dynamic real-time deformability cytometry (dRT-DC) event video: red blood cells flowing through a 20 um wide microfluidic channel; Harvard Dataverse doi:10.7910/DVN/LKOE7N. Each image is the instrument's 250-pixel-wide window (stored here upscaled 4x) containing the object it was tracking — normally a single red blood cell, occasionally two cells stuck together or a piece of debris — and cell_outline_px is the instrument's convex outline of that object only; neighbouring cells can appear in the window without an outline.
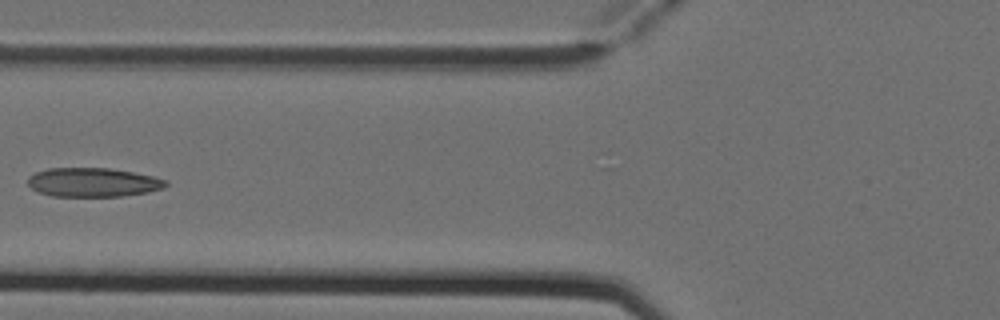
{"species": "Egyptian fruit bat (a non-hibernating species)", "species_latin": "Rousettus aegyptiacus", "temperature_condition": "cold", "stored_images_in_passage": 6, "camera_frame_rate_fps": 3000, "um_per_image_px": 0.085, "animal": {"sex": "female"}, "frame": {"image": 1, "passage_image": 5, "time_ms": 1.333, "image_size_px": [1000, 320], "cell_outline_px": [[168, 184], [164, 188], [148, 192], [120, 196], [52, 196], [40, 192], [32, 188], [28, 184], [28, 176], [36, 172], [48, 168], [108, 168], [132, 172], [152, 176], [168, 180]], "centroid_in_image_um": [7.91, 15.49], "position_along_channel_um": 117.9, "area_um2": 23.24}}
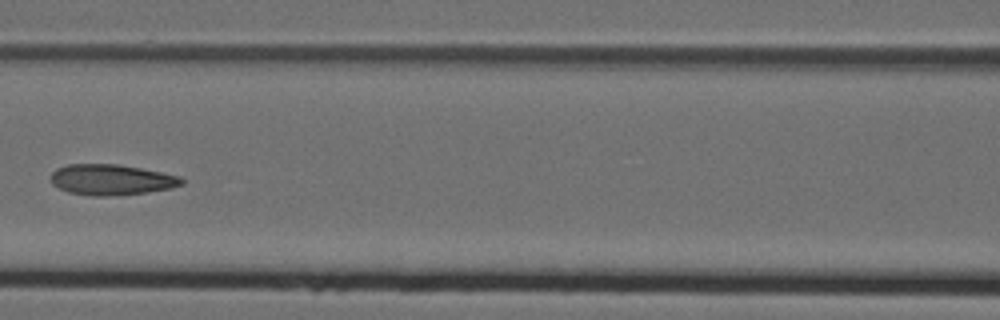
{"frame": {"image": 2, "passage_image": 6, "time_ms": 1.667, "image_size_px": [1000, 320], "cell_outline_px": [[184, 184], [172, 188], [148, 192], [108, 196], [92, 196], [68, 192], [52, 184], [52, 172], [56, 168], [68, 164], [116, 164], [140, 168], [180, 176], [184, 180]], "centroid_in_image_um": [9.48, 15.28], "position_along_channel_um": 157.1, "area_um2": 23.35}}